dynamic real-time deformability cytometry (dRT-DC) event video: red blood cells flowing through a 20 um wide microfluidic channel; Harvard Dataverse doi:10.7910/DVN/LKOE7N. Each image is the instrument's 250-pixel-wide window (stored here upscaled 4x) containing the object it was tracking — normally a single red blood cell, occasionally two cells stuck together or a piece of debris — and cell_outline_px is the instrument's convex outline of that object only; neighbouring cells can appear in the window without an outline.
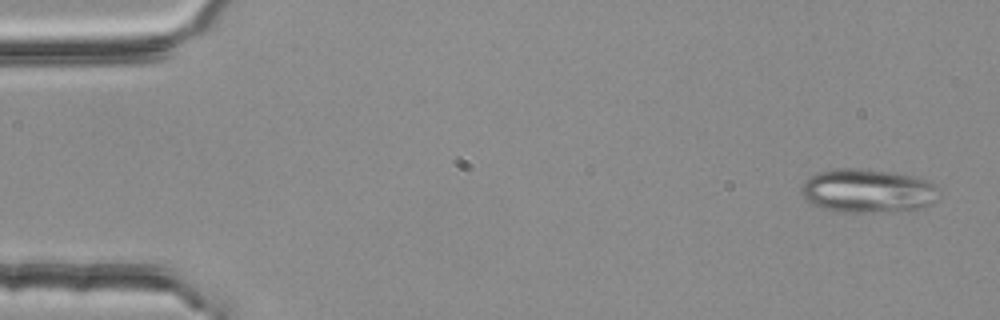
{"species": "common noctule bat (a hibernating species)", "species_latin": "Nyctalus noctula", "temperature_condition": "room temperature", "stored_images_in_passage": 5, "camera_frame_rate_fps": 3000, "um_per_image_px": 0.085, "animal": {"sex": "female", "body_mass_g": 25.1}, "frame": {"image": 1, "passage_image": 1, "time_ms": 0.0, "image_size_px": [1000, 320], "cell_outline_px": [[936, 200], [932, 204], [924, 208], [872, 212], [840, 212], [820, 208], [812, 204], [804, 196], [800, 188], [804, 180], [808, 176], [820, 172], [840, 168], [860, 168], [896, 172], [928, 180], [936, 188]], "centroid_in_image_um": [73.72, 16.21], "position_along_channel_um": 11.3, "area_um2": 35.08}}